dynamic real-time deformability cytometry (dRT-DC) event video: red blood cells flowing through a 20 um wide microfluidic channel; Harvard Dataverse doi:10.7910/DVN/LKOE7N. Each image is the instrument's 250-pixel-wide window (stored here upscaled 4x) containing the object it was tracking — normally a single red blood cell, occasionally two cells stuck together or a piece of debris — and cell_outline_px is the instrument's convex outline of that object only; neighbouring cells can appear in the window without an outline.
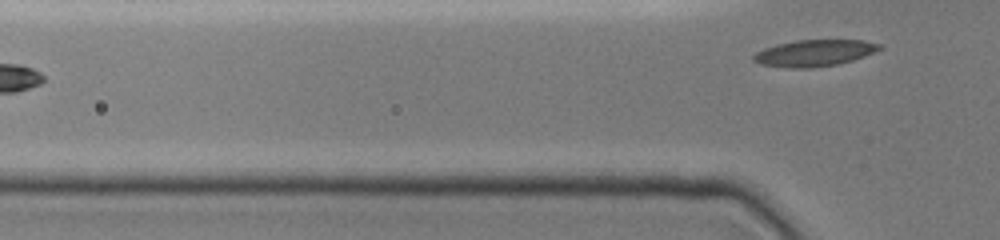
{"species": "common noctule bat (a hibernating species)", "species_latin": "Nyctalus noctula", "temperature_condition": "cold", "stored_images_in_passage": 19, "segment_of_instrument_passage": [2, 2], "camera_frame_rate_fps": 3000, "um_per_image_px": 0.085, "animal": {"sex": "female", "body_mass_g": 19.0, "forearm_length_mm": 51.5}, "frame": {"image": 1, "passage_image": 19, "time_ms": 6.333, "image_size_px": [1000, 240], "cell_outline_px": [[880, 48], [864, 56], [852, 60], [836, 64], [812, 68], [788, 68], [760, 64], [752, 60], [752, 56], [756, 52], [764, 48], [776, 44], [796, 40], [864, 40], [880, 44]], "centroid_in_image_um": [69.15, 4.51], "position_along_channel_um": 56.7, "area_um2": 19.36}}